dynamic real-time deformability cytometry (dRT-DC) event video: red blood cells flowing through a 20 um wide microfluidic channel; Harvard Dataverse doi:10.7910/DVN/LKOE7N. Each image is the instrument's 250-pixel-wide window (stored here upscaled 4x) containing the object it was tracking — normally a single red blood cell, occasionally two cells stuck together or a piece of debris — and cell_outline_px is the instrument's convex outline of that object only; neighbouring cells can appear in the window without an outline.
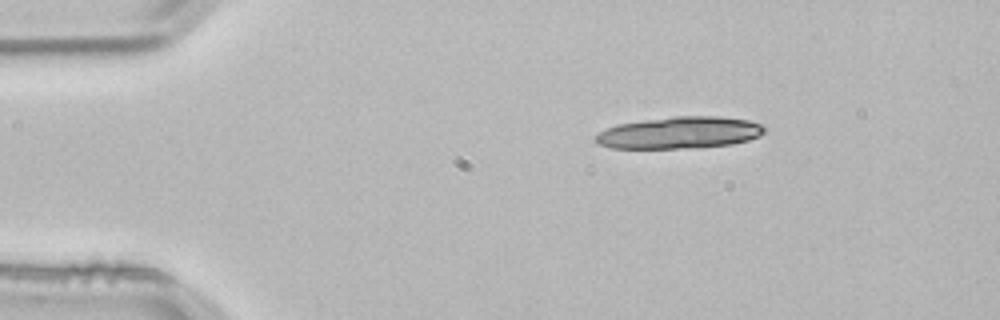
{"species": "common noctule bat (a hibernating species)", "species_latin": "Nyctalus noctula", "temperature_condition": "room temperature", "stored_images_in_passage": 2, "camera_frame_rate_fps": 3000, "um_per_image_px": 0.085, "animal": {"sex": "male", "body_mass_g": 21.5, "forearm_length_mm": 52.0}, "frame": {"image": 1, "passage_image": 1, "time_ms": 0.0, "image_size_px": [1000, 320], "cell_outline_px": [[764, 132], [760, 136], [748, 140], [732, 144], [688, 148], [612, 148], [600, 144], [592, 136], [616, 124], [672, 116], [720, 116], [748, 120], [760, 124], [764, 128]], "centroid_in_image_um": [57.76, 11.27], "position_along_channel_um": 27.2, "area_um2": 31.27}}